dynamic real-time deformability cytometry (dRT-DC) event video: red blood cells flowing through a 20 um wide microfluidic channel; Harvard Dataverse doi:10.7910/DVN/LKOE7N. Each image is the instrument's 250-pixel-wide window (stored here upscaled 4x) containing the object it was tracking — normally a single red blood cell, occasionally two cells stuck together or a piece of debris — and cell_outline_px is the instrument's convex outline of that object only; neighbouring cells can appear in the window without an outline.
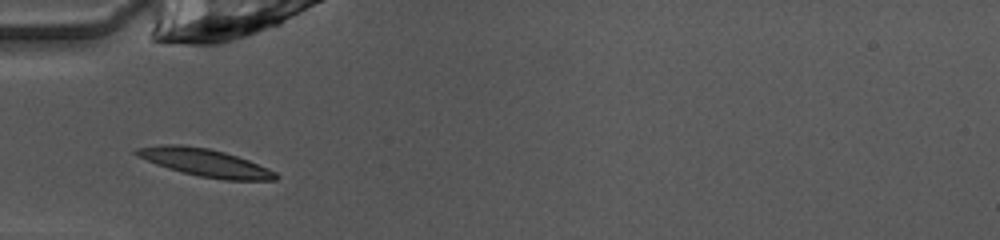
{"species": "common noctule bat (a hibernating species)", "species_latin": "Nyctalus noctula", "temperature_condition": "warm", "stored_images_in_passage": 31, "camera_frame_rate_fps": 3000, "um_per_image_px": 0.085, "animal": {"sex": "female", "body_mass_g": 10.0, "forearm_length_mm": 53.1}, "frame": {"image": 1, "passage_image": 2, "time_ms": 0.333, "image_size_px": [1000, 240], "cell_outline_px": [[280, 176], [276, 180], [224, 180], [200, 176], [168, 168], [156, 164], [136, 156], [132, 152], [136, 148], [164, 144], [180, 144], [208, 148], [224, 152], [248, 160], [268, 168], [276, 172]], "centroid_in_image_um": [17.42, 13.82], "position_along_channel_um": 67.6, "area_um2": 22.37}}
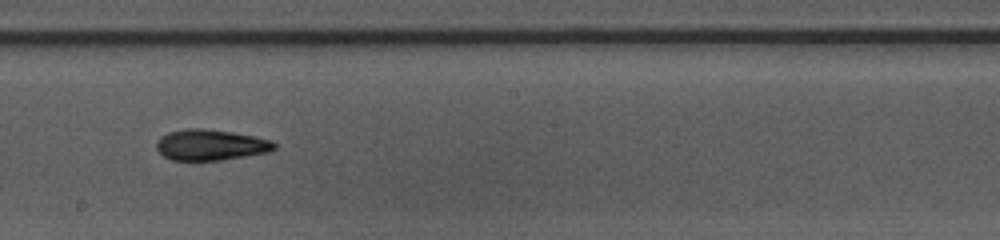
{"frame": {"image": 2, "passage_image": 14, "time_ms": 4.333, "image_size_px": [1000, 240], "cell_outline_px": [[276, 148], [268, 152], [220, 160], [172, 160], [164, 156], [156, 148], [156, 140], [160, 136], [168, 132], [188, 128], [204, 128], [232, 132], [256, 136], [272, 140], [276, 144]], "centroid_in_image_um": [17.89, 12.3], "position_along_channel_um": 230.3, "area_um2": 21.27}}
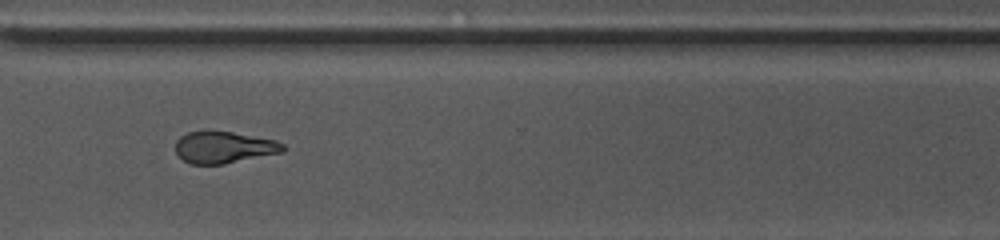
{"frame": {"image": 3, "passage_image": 23, "time_ms": 7.333, "image_size_px": [1000, 240], "cell_outline_px": [[284, 152], [224, 164], [192, 164], [184, 160], [176, 152], [176, 140], [180, 136], [188, 132], [232, 132], [276, 140], [284, 144]], "centroid_in_image_um": [19.06, 12.53], "position_along_channel_um": 351.5, "area_um2": 19.65}, "authors_computed_cell_mechanics": {"area_um2": 20.6346, "velocity_mm_per_s": 4.055, "shape_relaxation_time_tau1_ms": 5.091, "shape_relaxation_time_tau2_ms": 1.8425, "deformation_change_tau1": 0.1893, "deformation_change_tau2": 0.0953}}